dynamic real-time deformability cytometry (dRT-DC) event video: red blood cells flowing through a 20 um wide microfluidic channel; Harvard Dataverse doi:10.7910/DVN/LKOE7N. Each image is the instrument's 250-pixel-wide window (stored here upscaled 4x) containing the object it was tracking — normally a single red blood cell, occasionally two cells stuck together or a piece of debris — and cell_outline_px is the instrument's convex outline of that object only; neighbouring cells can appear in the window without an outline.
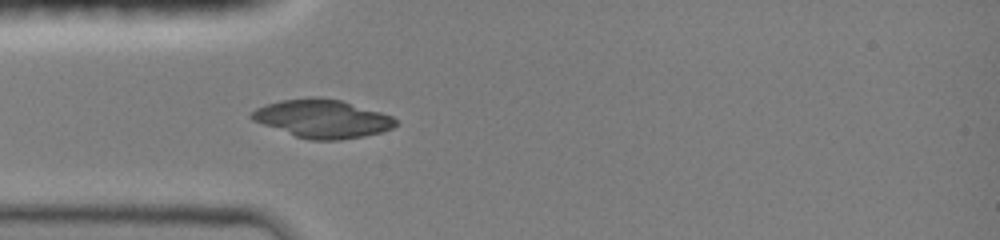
{"species": "common noctule bat (a hibernating species)", "species_latin": "Nyctalus noctula", "temperature_condition": "room temperature", "stored_images_in_passage": 35, "camera_frame_rate_fps": 3000, "um_per_image_px": 0.085, "animal": {"sex": "female", "body_mass_g": 19.0, "forearm_length_mm": 51.5}, "frame": {"image": 1, "passage_image": 1, "time_ms": 0.0, "image_size_px": [1000, 240], "cell_outline_px": [[396, 124], [392, 128], [380, 132], [364, 136], [340, 140], [308, 140], [296, 136], [252, 120], [248, 116], [256, 108], [280, 100], [308, 96], [320, 96], [340, 100], [380, 112], [392, 116], [396, 120]], "centroid_in_image_um": [27.38, 10.08], "position_along_channel_um": 57.6, "area_um2": 32.02}}
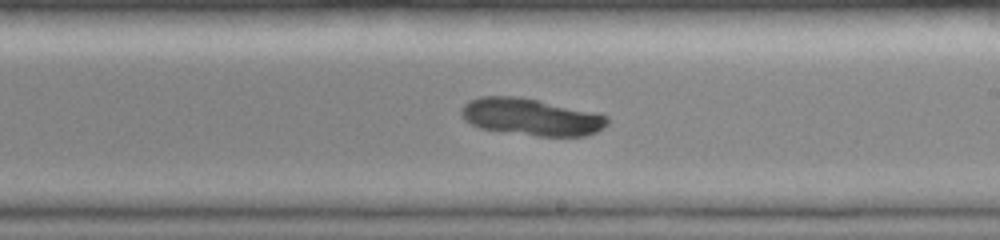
{"frame": {"image": 2, "passage_image": 15, "time_ms": 4.667, "image_size_px": [1000, 240], "cell_outline_px": [[608, 124], [604, 128], [596, 132], [584, 136], [536, 136], [480, 128], [464, 120], [460, 112], [460, 108], [468, 100], [480, 96], [520, 96], [596, 112], [608, 116]], "centroid_in_image_um": [45.14, 9.93], "position_along_channel_um": 243.9, "area_um2": 31.79}}
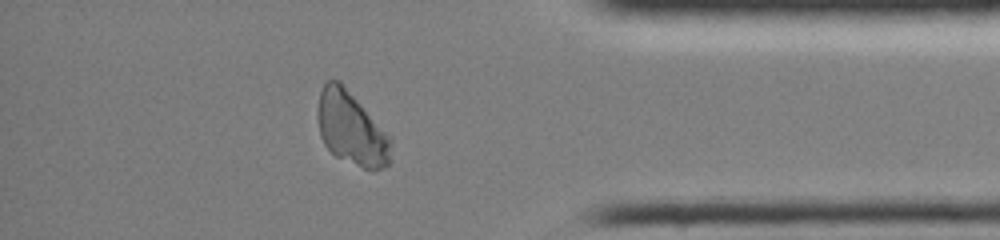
{"frame": {"image": 3, "passage_image": 28, "time_ms": 9.0, "image_size_px": [1000, 240], "cell_outline_px": [[392, 140], [388, 164], [372, 172], [336, 156], [324, 144], [320, 136], [316, 116], [316, 112], [320, 92], [324, 84], [328, 80], [340, 80]], "centroid_in_image_um": [29.82, 10.92], "position_along_channel_um": 405.4, "area_um2": 31.04}}